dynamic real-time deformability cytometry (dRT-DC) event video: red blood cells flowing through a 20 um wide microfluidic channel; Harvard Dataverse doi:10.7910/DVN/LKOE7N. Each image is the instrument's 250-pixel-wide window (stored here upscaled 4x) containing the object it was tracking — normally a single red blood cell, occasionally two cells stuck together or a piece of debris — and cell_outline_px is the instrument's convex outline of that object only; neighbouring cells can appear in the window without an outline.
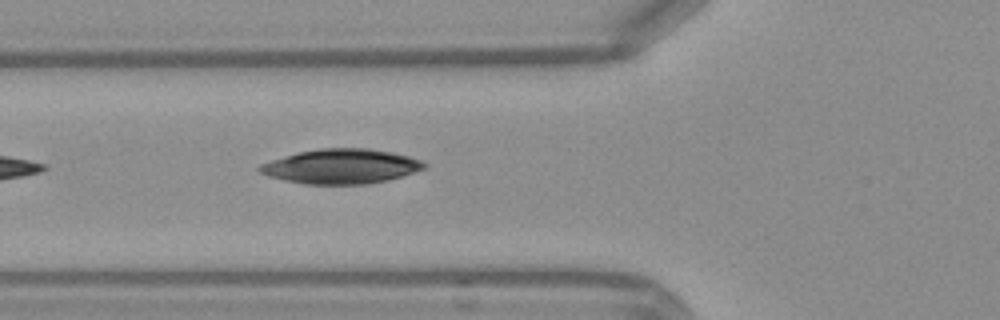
{"species": "Egyptian fruit bat (a non-hibernating species)", "species_latin": "Rousettus aegyptiacus", "temperature_condition": "warm", "stored_images_in_passage": 6, "camera_frame_rate_fps": 3000, "um_per_image_px": 0.085, "frame": {"image": 1, "passage_image": 5, "time_ms": 1.333, "image_size_px": [1000, 320], "cell_outline_px": [[428, 164], [424, 168], [388, 180], [368, 184], [304, 184], [284, 180], [268, 176], [260, 172], [256, 168], [260, 164], [272, 160], [300, 152], [320, 148], [368, 148], [392, 152], [408, 156], [420, 160]], "centroid_in_image_um": [28.98, 14.14], "position_along_channel_um": 96.8, "area_um2": 33.0}}